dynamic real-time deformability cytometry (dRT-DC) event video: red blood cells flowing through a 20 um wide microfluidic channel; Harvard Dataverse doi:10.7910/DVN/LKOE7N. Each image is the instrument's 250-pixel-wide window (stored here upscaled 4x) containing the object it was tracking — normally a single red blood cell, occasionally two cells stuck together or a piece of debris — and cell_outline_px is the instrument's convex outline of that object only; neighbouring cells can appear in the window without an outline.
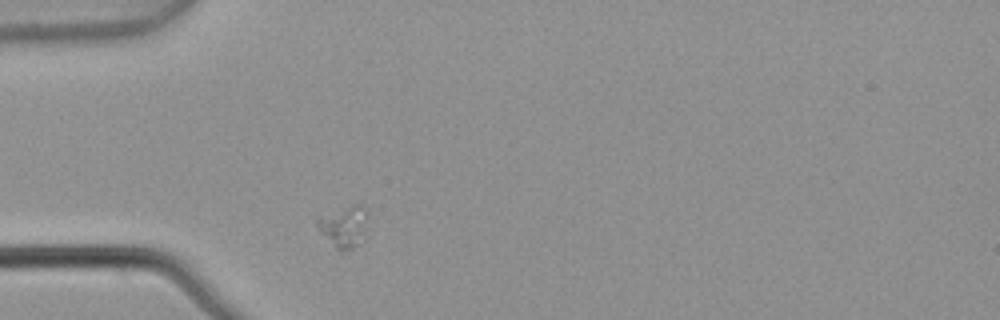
{"species": "common noctule bat (a hibernating species)", "species_latin": "Nyctalus noctula", "temperature_condition": "warm", "stored_images_in_passage": 1, "camera_frame_rate_fps": 3000, "um_per_image_px": 0.085, "animal": {"sex": "male", "body_mass_g": 21.5, "forearm_length_mm": 52.0}, "frame": {"image": 1, "passage_image": 1, "time_ms": 0.0, "image_size_px": [1000, 320], "cell_outline_px": [[368, 236], [360, 244], [344, 252], [340, 252], [320, 232], [316, 224], [316, 220], [320, 216], [360, 200], [364, 204], [368, 212]], "centroid_in_image_um": [29.35, 19.22], "position_along_channel_um": 55.7, "area_um2": 13.12}}